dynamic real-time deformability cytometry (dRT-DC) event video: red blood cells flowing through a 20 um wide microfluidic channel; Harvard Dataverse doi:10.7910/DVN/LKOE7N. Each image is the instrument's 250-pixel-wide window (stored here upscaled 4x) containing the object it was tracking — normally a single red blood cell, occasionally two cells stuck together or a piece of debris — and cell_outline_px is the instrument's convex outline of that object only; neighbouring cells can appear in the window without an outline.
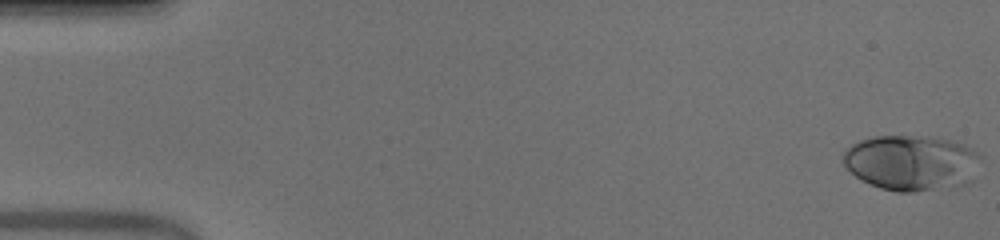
{"species": "human", "species_latin": "Homo sapiens", "temperature_condition": "warm", "stored_images_in_passage": 52, "camera_frame_rate_fps": 3000, "um_per_image_px": 0.085, "donor": {"sex": "male"}, "frame": {"image": 1, "passage_image": 1, "time_ms": 0.0, "image_size_px": [1000, 240], "cell_outline_px": [[984, 156], [972, 180], [968, 184], [912, 192], [896, 192], [880, 188], [860, 180], [844, 164], [844, 148], [860, 140], [876, 136], [928, 136], [948, 140], [964, 144], [972, 148]], "centroid_in_image_um": [77.52, 13.83], "position_along_channel_um": 7.5, "area_um2": 44.85}}
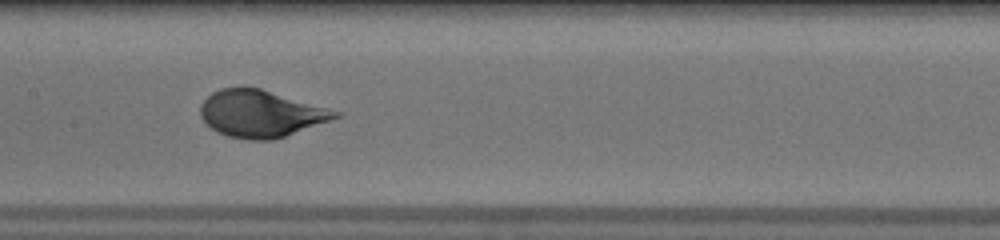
{"frame": {"image": 2, "passage_image": 26, "time_ms": 8.333, "image_size_px": [1000, 240], "cell_outline_px": [[344, 116], [272, 140], [248, 140], [228, 136], [216, 132], [200, 116], [200, 104], [212, 92], [220, 88], [260, 88], [344, 112]], "centroid_in_image_um": [22.21, 9.66], "position_along_channel_um": 185.2, "area_um2": 36.93}}
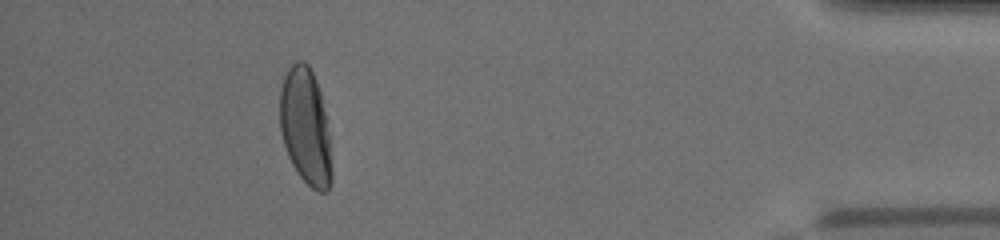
{"frame": {"image": 3, "passage_image": 47, "time_ms": 15.333, "image_size_px": [1000, 240], "cell_outline_px": [[332, 184], [324, 192], [320, 192], [312, 188], [296, 172], [288, 156], [280, 132], [280, 88], [284, 76], [288, 68], [296, 60], [304, 60], [308, 64], [316, 80], [320, 92], [328, 120], [332, 168]], "centroid_in_image_um": [25.98, 10.76], "position_along_channel_um": 409.2, "area_um2": 35.66}, "authors_computed_cell_mechanics": {"area_um2": 37.8879, "velocity_mm_per_s": 3.9647, "shape_relaxation_time_tau1_ms": 3.1791, "shape_relaxation_time_tau2_ms": null, "deformation_change_tau1": 0.1968, "deformation_change_tau2": null}}